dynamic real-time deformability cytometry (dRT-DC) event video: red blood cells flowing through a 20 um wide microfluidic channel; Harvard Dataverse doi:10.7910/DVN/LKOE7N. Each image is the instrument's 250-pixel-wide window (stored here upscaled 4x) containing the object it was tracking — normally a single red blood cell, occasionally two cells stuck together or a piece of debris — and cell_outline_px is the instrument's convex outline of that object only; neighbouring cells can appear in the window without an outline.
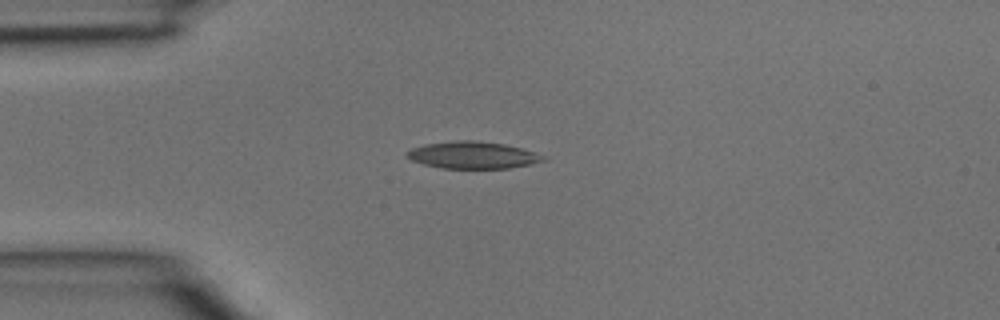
{"species": "common noctule bat (a hibernating species)", "species_latin": "Nyctalus noctula", "temperature_condition": "room temperature", "stored_images_in_passage": 3, "camera_frame_rate_fps": 3000, "um_per_image_px": 0.085, "animal": {"sex": "male", "body_mass_g": 15.6}, "frame": {"image": 1, "passage_image": 2, "time_ms": 0.333, "image_size_px": [1000, 320], "cell_outline_px": [[544, 160], [528, 164], [508, 168], [440, 168], [424, 164], [412, 160], [408, 156], [408, 152], [412, 148], [424, 144], [460, 140], [472, 140], [504, 144], [520, 148], [544, 156]], "centroid_in_image_um": [40.15, 13.18], "position_along_channel_um": 44.9, "area_um2": 20.92}}
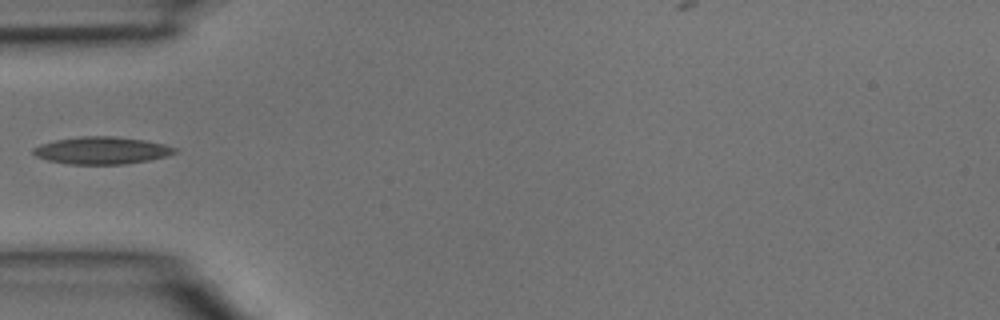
{"frame": {"image": 2, "passage_image": 3, "time_ms": 0.667, "image_size_px": [1000, 320], "cell_outline_px": [[176, 152], [164, 156], [148, 160], [124, 164], [68, 164], [48, 160], [36, 156], [32, 152], [32, 148], [40, 144], [56, 140], [80, 136], [112, 136], [144, 140], [164, 144], [176, 148]], "centroid_in_image_um": [8.6, 12.78], "position_along_channel_um": 76.4, "area_um2": 22.31}}